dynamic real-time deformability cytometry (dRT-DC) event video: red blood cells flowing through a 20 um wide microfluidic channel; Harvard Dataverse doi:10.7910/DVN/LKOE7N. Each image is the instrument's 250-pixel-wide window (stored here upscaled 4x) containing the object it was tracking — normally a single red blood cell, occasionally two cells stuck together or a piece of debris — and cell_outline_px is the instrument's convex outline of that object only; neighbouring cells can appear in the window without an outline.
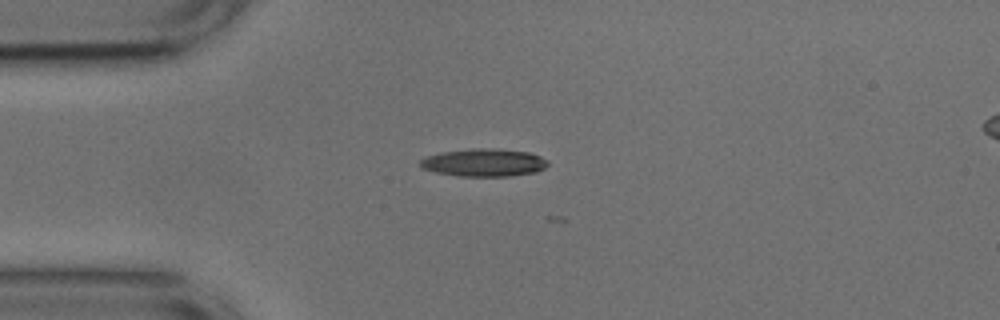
{"species": "common noctule bat (a hibernating species)", "species_latin": "Nyctalus noctula", "temperature_condition": "cold", "stored_images_in_passage": 2, "camera_frame_rate_fps": 3000, "um_per_image_px": 0.085, "animal": {"sex": "male", "body_mass_g": 17.9, "forearm_length_mm": 54.2}, "frame": {"image": 1, "passage_image": 1, "time_ms": 0.0, "image_size_px": [1000, 320], "cell_outline_px": [[548, 164], [544, 168], [536, 172], [512, 176], [460, 176], [436, 172], [420, 168], [420, 160], [428, 156], [444, 152], [472, 148], [492, 148], [528, 152], [540, 156], [548, 160]], "centroid_in_image_um": [41.16, 13.82], "position_along_channel_um": 43.8, "area_um2": 20.58}}